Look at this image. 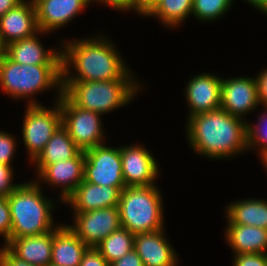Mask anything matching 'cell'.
I'll return each instance as SVG.
<instances>
[{"instance_id":"1","label":"cell","mask_w":267,"mask_h":266,"mask_svg":"<svg viewBox=\"0 0 267 266\" xmlns=\"http://www.w3.org/2000/svg\"><path fill=\"white\" fill-rule=\"evenodd\" d=\"M186 130L193 151L205 158L221 160L248 150L247 121L221 108L189 117Z\"/></svg>"},{"instance_id":"2","label":"cell","mask_w":267,"mask_h":266,"mask_svg":"<svg viewBox=\"0 0 267 266\" xmlns=\"http://www.w3.org/2000/svg\"><path fill=\"white\" fill-rule=\"evenodd\" d=\"M111 40L92 37L62 41V81H112L121 79L129 68ZM76 69L72 75L70 67Z\"/></svg>"},{"instance_id":"3","label":"cell","mask_w":267,"mask_h":266,"mask_svg":"<svg viewBox=\"0 0 267 266\" xmlns=\"http://www.w3.org/2000/svg\"><path fill=\"white\" fill-rule=\"evenodd\" d=\"M129 70L112 81H62L63 93L77 106L103 115L128 105L141 90Z\"/></svg>"},{"instance_id":"4","label":"cell","mask_w":267,"mask_h":266,"mask_svg":"<svg viewBox=\"0 0 267 266\" xmlns=\"http://www.w3.org/2000/svg\"><path fill=\"white\" fill-rule=\"evenodd\" d=\"M40 182L22 183L7 197L12 222L10 239L44 234L57 227L51 213L54 203L43 195Z\"/></svg>"},{"instance_id":"5","label":"cell","mask_w":267,"mask_h":266,"mask_svg":"<svg viewBox=\"0 0 267 266\" xmlns=\"http://www.w3.org/2000/svg\"><path fill=\"white\" fill-rule=\"evenodd\" d=\"M0 87L14 100L30 97L28 105H39L32 96L39 91L55 87L57 95L63 94L62 65H21L4 53L0 58Z\"/></svg>"},{"instance_id":"6","label":"cell","mask_w":267,"mask_h":266,"mask_svg":"<svg viewBox=\"0 0 267 266\" xmlns=\"http://www.w3.org/2000/svg\"><path fill=\"white\" fill-rule=\"evenodd\" d=\"M160 192L156 185L125 187L118 202L121 227L133 234L164 229Z\"/></svg>"},{"instance_id":"7","label":"cell","mask_w":267,"mask_h":266,"mask_svg":"<svg viewBox=\"0 0 267 266\" xmlns=\"http://www.w3.org/2000/svg\"><path fill=\"white\" fill-rule=\"evenodd\" d=\"M62 126L81 151L105 144L101 114L77 107L64 93L59 99Z\"/></svg>"},{"instance_id":"8","label":"cell","mask_w":267,"mask_h":266,"mask_svg":"<svg viewBox=\"0 0 267 266\" xmlns=\"http://www.w3.org/2000/svg\"><path fill=\"white\" fill-rule=\"evenodd\" d=\"M57 96L55 107L47 109L42 104L28 105L22 128V138L32 162L44 149L55 131L62 125V114Z\"/></svg>"},{"instance_id":"9","label":"cell","mask_w":267,"mask_h":266,"mask_svg":"<svg viewBox=\"0 0 267 266\" xmlns=\"http://www.w3.org/2000/svg\"><path fill=\"white\" fill-rule=\"evenodd\" d=\"M84 181L100 186H125L120 147L99 145L84 151Z\"/></svg>"},{"instance_id":"10","label":"cell","mask_w":267,"mask_h":266,"mask_svg":"<svg viewBox=\"0 0 267 266\" xmlns=\"http://www.w3.org/2000/svg\"><path fill=\"white\" fill-rule=\"evenodd\" d=\"M69 228L88 246L95 248L102 240L121 227L119 209L107 207L88 212H74Z\"/></svg>"},{"instance_id":"11","label":"cell","mask_w":267,"mask_h":266,"mask_svg":"<svg viewBox=\"0 0 267 266\" xmlns=\"http://www.w3.org/2000/svg\"><path fill=\"white\" fill-rule=\"evenodd\" d=\"M120 156L125 187L155 185L158 164L143 145L120 146Z\"/></svg>"},{"instance_id":"12","label":"cell","mask_w":267,"mask_h":266,"mask_svg":"<svg viewBox=\"0 0 267 266\" xmlns=\"http://www.w3.org/2000/svg\"><path fill=\"white\" fill-rule=\"evenodd\" d=\"M259 104L255 77L222 78L220 105L222 110L242 119L243 115L252 112Z\"/></svg>"},{"instance_id":"13","label":"cell","mask_w":267,"mask_h":266,"mask_svg":"<svg viewBox=\"0 0 267 266\" xmlns=\"http://www.w3.org/2000/svg\"><path fill=\"white\" fill-rule=\"evenodd\" d=\"M222 78L211 73L193 76L187 83L185 98L189 105V117L215 111L221 105Z\"/></svg>"},{"instance_id":"14","label":"cell","mask_w":267,"mask_h":266,"mask_svg":"<svg viewBox=\"0 0 267 266\" xmlns=\"http://www.w3.org/2000/svg\"><path fill=\"white\" fill-rule=\"evenodd\" d=\"M85 155L80 151L74 158L46 165L37 176L51 186H61V202L76 190L84 179Z\"/></svg>"},{"instance_id":"15","label":"cell","mask_w":267,"mask_h":266,"mask_svg":"<svg viewBox=\"0 0 267 266\" xmlns=\"http://www.w3.org/2000/svg\"><path fill=\"white\" fill-rule=\"evenodd\" d=\"M125 186H100L82 181L65 200L74 212H88L107 207H116Z\"/></svg>"},{"instance_id":"16","label":"cell","mask_w":267,"mask_h":266,"mask_svg":"<svg viewBox=\"0 0 267 266\" xmlns=\"http://www.w3.org/2000/svg\"><path fill=\"white\" fill-rule=\"evenodd\" d=\"M165 236L164 229L135 234L133 249L144 266H177L178 255Z\"/></svg>"},{"instance_id":"17","label":"cell","mask_w":267,"mask_h":266,"mask_svg":"<svg viewBox=\"0 0 267 266\" xmlns=\"http://www.w3.org/2000/svg\"><path fill=\"white\" fill-rule=\"evenodd\" d=\"M91 2V0H42L35 7L39 30L48 33L64 27Z\"/></svg>"},{"instance_id":"18","label":"cell","mask_w":267,"mask_h":266,"mask_svg":"<svg viewBox=\"0 0 267 266\" xmlns=\"http://www.w3.org/2000/svg\"><path fill=\"white\" fill-rule=\"evenodd\" d=\"M39 31L36 10L27 4L19 3L0 17V40L4 47Z\"/></svg>"},{"instance_id":"19","label":"cell","mask_w":267,"mask_h":266,"mask_svg":"<svg viewBox=\"0 0 267 266\" xmlns=\"http://www.w3.org/2000/svg\"><path fill=\"white\" fill-rule=\"evenodd\" d=\"M38 33L35 35L12 42L5 47V54L14 62L21 65H62V51L48 49L45 50L38 39Z\"/></svg>"},{"instance_id":"20","label":"cell","mask_w":267,"mask_h":266,"mask_svg":"<svg viewBox=\"0 0 267 266\" xmlns=\"http://www.w3.org/2000/svg\"><path fill=\"white\" fill-rule=\"evenodd\" d=\"M54 229L40 235L9 239L4 246L17 258L34 266H49Z\"/></svg>"},{"instance_id":"21","label":"cell","mask_w":267,"mask_h":266,"mask_svg":"<svg viewBox=\"0 0 267 266\" xmlns=\"http://www.w3.org/2000/svg\"><path fill=\"white\" fill-rule=\"evenodd\" d=\"M88 248L68 225H57L54 229L50 264L54 266H79Z\"/></svg>"},{"instance_id":"22","label":"cell","mask_w":267,"mask_h":266,"mask_svg":"<svg viewBox=\"0 0 267 266\" xmlns=\"http://www.w3.org/2000/svg\"><path fill=\"white\" fill-rule=\"evenodd\" d=\"M225 239L234 255L242 253H267V229L233 224L229 219Z\"/></svg>"},{"instance_id":"23","label":"cell","mask_w":267,"mask_h":266,"mask_svg":"<svg viewBox=\"0 0 267 266\" xmlns=\"http://www.w3.org/2000/svg\"><path fill=\"white\" fill-rule=\"evenodd\" d=\"M80 151L68 131L61 125L32 162L36 165L38 174L46 165L74 158Z\"/></svg>"},{"instance_id":"24","label":"cell","mask_w":267,"mask_h":266,"mask_svg":"<svg viewBox=\"0 0 267 266\" xmlns=\"http://www.w3.org/2000/svg\"><path fill=\"white\" fill-rule=\"evenodd\" d=\"M226 217L233 224L267 229V200L243 199L228 205Z\"/></svg>"},{"instance_id":"25","label":"cell","mask_w":267,"mask_h":266,"mask_svg":"<svg viewBox=\"0 0 267 266\" xmlns=\"http://www.w3.org/2000/svg\"><path fill=\"white\" fill-rule=\"evenodd\" d=\"M193 0H158L144 16H155L167 27H176L192 15Z\"/></svg>"},{"instance_id":"26","label":"cell","mask_w":267,"mask_h":266,"mask_svg":"<svg viewBox=\"0 0 267 266\" xmlns=\"http://www.w3.org/2000/svg\"><path fill=\"white\" fill-rule=\"evenodd\" d=\"M135 234L126 228L120 227L102 240L95 248L110 264L119 260L134 248Z\"/></svg>"},{"instance_id":"27","label":"cell","mask_w":267,"mask_h":266,"mask_svg":"<svg viewBox=\"0 0 267 266\" xmlns=\"http://www.w3.org/2000/svg\"><path fill=\"white\" fill-rule=\"evenodd\" d=\"M234 0H193L192 14L199 21H213L223 17Z\"/></svg>"},{"instance_id":"28","label":"cell","mask_w":267,"mask_h":266,"mask_svg":"<svg viewBox=\"0 0 267 266\" xmlns=\"http://www.w3.org/2000/svg\"><path fill=\"white\" fill-rule=\"evenodd\" d=\"M267 113V107L264 108ZM263 113L259 116V123L251 125L247 122V147L258 148L260 153V159H264L267 156V114ZM262 124V125H261ZM260 148V149H259Z\"/></svg>"},{"instance_id":"29","label":"cell","mask_w":267,"mask_h":266,"mask_svg":"<svg viewBox=\"0 0 267 266\" xmlns=\"http://www.w3.org/2000/svg\"><path fill=\"white\" fill-rule=\"evenodd\" d=\"M16 138L0 131V164L11 165L16 150Z\"/></svg>"},{"instance_id":"30","label":"cell","mask_w":267,"mask_h":266,"mask_svg":"<svg viewBox=\"0 0 267 266\" xmlns=\"http://www.w3.org/2000/svg\"><path fill=\"white\" fill-rule=\"evenodd\" d=\"M11 229L10 205L6 196H0V235L4 237L5 243L10 239Z\"/></svg>"},{"instance_id":"31","label":"cell","mask_w":267,"mask_h":266,"mask_svg":"<svg viewBox=\"0 0 267 266\" xmlns=\"http://www.w3.org/2000/svg\"><path fill=\"white\" fill-rule=\"evenodd\" d=\"M12 165L0 164V196L8 197L20 184H13Z\"/></svg>"},{"instance_id":"32","label":"cell","mask_w":267,"mask_h":266,"mask_svg":"<svg viewBox=\"0 0 267 266\" xmlns=\"http://www.w3.org/2000/svg\"><path fill=\"white\" fill-rule=\"evenodd\" d=\"M232 266H267L266 253H242L233 256Z\"/></svg>"},{"instance_id":"33","label":"cell","mask_w":267,"mask_h":266,"mask_svg":"<svg viewBox=\"0 0 267 266\" xmlns=\"http://www.w3.org/2000/svg\"><path fill=\"white\" fill-rule=\"evenodd\" d=\"M95 1V0H91ZM102 2L104 5H110L114 9L119 11H129L135 10L138 14L141 15V0H96V2Z\"/></svg>"},{"instance_id":"34","label":"cell","mask_w":267,"mask_h":266,"mask_svg":"<svg viewBox=\"0 0 267 266\" xmlns=\"http://www.w3.org/2000/svg\"><path fill=\"white\" fill-rule=\"evenodd\" d=\"M79 266H110V264L102 257L96 248L89 247L84 253Z\"/></svg>"},{"instance_id":"35","label":"cell","mask_w":267,"mask_h":266,"mask_svg":"<svg viewBox=\"0 0 267 266\" xmlns=\"http://www.w3.org/2000/svg\"><path fill=\"white\" fill-rule=\"evenodd\" d=\"M0 266H34L14 256L5 246L0 248Z\"/></svg>"},{"instance_id":"36","label":"cell","mask_w":267,"mask_h":266,"mask_svg":"<svg viewBox=\"0 0 267 266\" xmlns=\"http://www.w3.org/2000/svg\"><path fill=\"white\" fill-rule=\"evenodd\" d=\"M255 78L257 81L259 103L267 107V69L262 70Z\"/></svg>"},{"instance_id":"37","label":"cell","mask_w":267,"mask_h":266,"mask_svg":"<svg viewBox=\"0 0 267 266\" xmlns=\"http://www.w3.org/2000/svg\"><path fill=\"white\" fill-rule=\"evenodd\" d=\"M110 266H144L143 261L133 249L117 261L110 263Z\"/></svg>"},{"instance_id":"38","label":"cell","mask_w":267,"mask_h":266,"mask_svg":"<svg viewBox=\"0 0 267 266\" xmlns=\"http://www.w3.org/2000/svg\"><path fill=\"white\" fill-rule=\"evenodd\" d=\"M19 3V0H0V17L10 9L16 7Z\"/></svg>"},{"instance_id":"39","label":"cell","mask_w":267,"mask_h":266,"mask_svg":"<svg viewBox=\"0 0 267 266\" xmlns=\"http://www.w3.org/2000/svg\"><path fill=\"white\" fill-rule=\"evenodd\" d=\"M254 8L260 10L265 15H267V0H245Z\"/></svg>"},{"instance_id":"40","label":"cell","mask_w":267,"mask_h":266,"mask_svg":"<svg viewBox=\"0 0 267 266\" xmlns=\"http://www.w3.org/2000/svg\"><path fill=\"white\" fill-rule=\"evenodd\" d=\"M158 0H141V15H144Z\"/></svg>"},{"instance_id":"41","label":"cell","mask_w":267,"mask_h":266,"mask_svg":"<svg viewBox=\"0 0 267 266\" xmlns=\"http://www.w3.org/2000/svg\"><path fill=\"white\" fill-rule=\"evenodd\" d=\"M20 1V3H22V4H27V5H29V6H32V7H36L42 0H27V1H25V0H19Z\"/></svg>"},{"instance_id":"42","label":"cell","mask_w":267,"mask_h":266,"mask_svg":"<svg viewBox=\"0 0 267 266\" xmlns=\"http://www.w3.org/2000/svg\"><path fill=\"white\" fill-rule=\"evenodd\" d=\"M5 53V47L3 46L1 40H0V58L3 56Z\"/></svg>"},{"instance_id":"43","label":"cell","mask_w":267,"mask_h":266,"mask_svg":"<svg viewBox=\"0 0 267 266\" xmlns=\"http://www.w3.org/2000/svg\"><path fill=\"white\" fill-rule=\"evenodd\" d=\"M262 161H263V164H264V168L267 169V156L264 159H262Z\"/></svg>"}]
</instances>
